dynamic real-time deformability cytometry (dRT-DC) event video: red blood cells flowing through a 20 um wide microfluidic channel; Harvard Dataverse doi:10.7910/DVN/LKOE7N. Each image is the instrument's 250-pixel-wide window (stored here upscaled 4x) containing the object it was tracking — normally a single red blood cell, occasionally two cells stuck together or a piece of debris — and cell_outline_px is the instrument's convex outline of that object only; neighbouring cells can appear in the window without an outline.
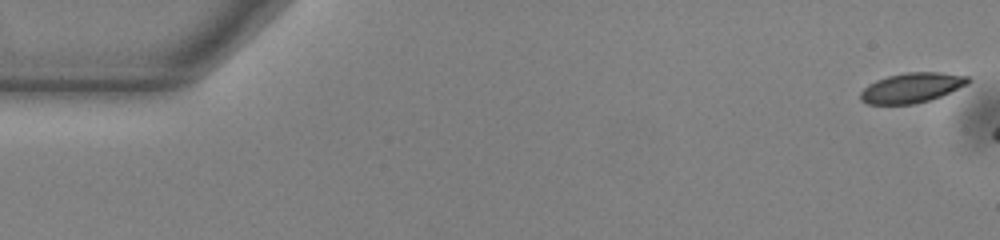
{"species": "common noctule bat (a hibernating species)", "species_latin": "Nyctalus noctula", "temperature_condition": "warm", "stored_images_in_passage": 7, "camera_frame_rate_fps": 3000, "um_per_image_px": 0.085, "animal": {"sex": "male", "body_mass_g": 13.0, "forearm_length_mm": 53.1}, "frame": {"image": 1, "passage_image": 1, "time_ms": 0.0, "image_size_px": [1000, 240], "cell_outline_px": [[972, 80], [968, 84], [940, 96], [928, 100], [912, 104], [868, 104], [860, 100], [860, 92], [868, 84], [876, 80], [888, 76], [904, 72], [940, 72], [968, 76]], "centroid_in_image_um": [77.49, 7.45], "position_along_channel_um": 7.5, "area_um2": 18.73}}